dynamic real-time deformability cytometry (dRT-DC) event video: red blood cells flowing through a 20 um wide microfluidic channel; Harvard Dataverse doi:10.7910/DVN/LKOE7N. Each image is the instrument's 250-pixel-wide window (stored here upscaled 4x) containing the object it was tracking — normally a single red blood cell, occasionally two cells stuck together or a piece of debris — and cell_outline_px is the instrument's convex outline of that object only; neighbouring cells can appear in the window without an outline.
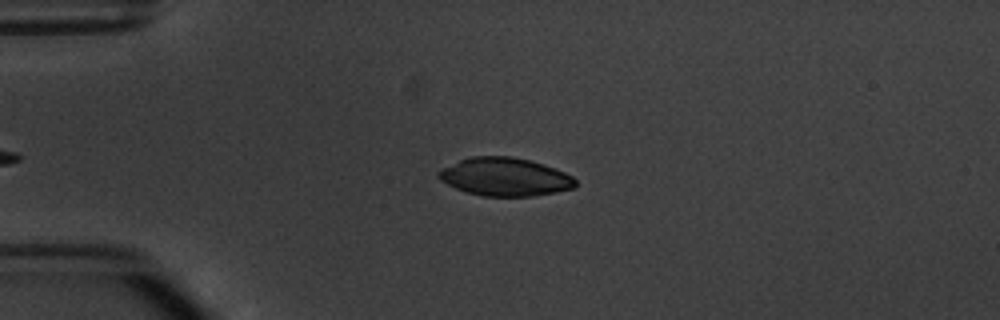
{"species": "common noctule bat (a hibernating species)", "species_latin": "Nyctalus noctula", "temperature_condition": "warm", "stored_images_in_passage": 2, "camera_frame_rate_fps": 3000, "um_per_image_px": 0.085, "animal": {"sex": "male", "body_mass_g": 20.1, "forearm_length_mm": 53.5}, "frame": {"image": 1, "passage_image": 1, "time_ms": 0.0, "image_size_px": [1000, 320], "cell_outline_px": [[576, 188], [532, 196], [484, 196], [464, 192], [440, 180], [436, 176], [436, 172], [440, 168], [460, 160], [472, 156], [512, 156], [544, 164], [564, 172], [572, 176], [576, 180]], "centroid_in_image_um": [42.89, 15.03], "position_along_channel_um": 42.1, "area_um2": 30.58}}